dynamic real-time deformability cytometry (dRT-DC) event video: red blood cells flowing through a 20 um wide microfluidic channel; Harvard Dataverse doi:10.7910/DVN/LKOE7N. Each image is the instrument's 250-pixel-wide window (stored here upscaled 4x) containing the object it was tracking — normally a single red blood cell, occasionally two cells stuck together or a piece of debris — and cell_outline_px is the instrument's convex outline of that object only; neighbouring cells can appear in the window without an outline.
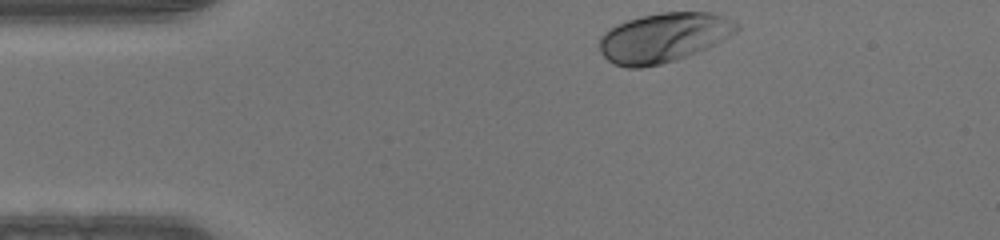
{"species": "human", "species_latin": "Homo sapiens", "temperature_condition": "warm", "stored_images_in_passage": 31, "camera_frame_rate_fps": 3000, "um_per_image_px": 0.085, "donor": {"sex": "male"}, "frame": {"image": 1, "passage_image": 1, "time_ms": 0.0, "image_size_px": [1000, 240], "cell_outline_px": [[740, 28], [736, 32], [708, 48], [676, 60], [660, 64], [640, 68], [628, 68], [616, 64], [608, 60], [600, 52], [600, 36], [604, 32], [616, 24], [640, 16], [660, 12], [712, 12], [724, 16], [740, 24]], "centroid_in_image_um": [56.42, 3.18], "position_along_channel_um": 28.6, "area_um2": 39.65}}
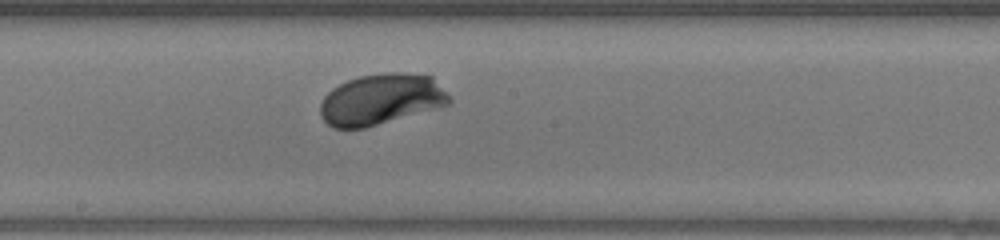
{"frame": {"image": 2, "passage_image": 18, "time_ms": 5.667, "image_size_px": [1000, 240], "cell_outline_px": [[452, 100], [448, 104], [364, 128], [332, 128], [320, 116], [320, 104], [324, 96], [332, 88], [348, 80], [360, 76], [384, 72], [404, 72], [432, 76]], "centroid_in_image_um": [32.35, 8.43], "position_along_channel_um": 215.9, "area_um2": 37.92}}
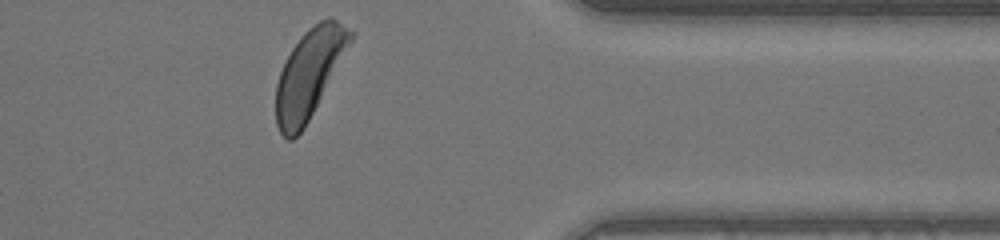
{"frame": {"image": 3, "passage_image": 31, "time_ms": 10.0, "image_size_px": [1000, 240], "cell_outline_px": [[356, 32], [352, 40], [304, 128], [292, 140], [288, 140], [280, 132], [276, 124], [276, 84], [280, 72], [292, 48], [304, 32], [308, 28], [320, 20], [328, 16], [332, 16]], "centroid_in_image_um": [26.29, 6.22], "position_along_channel_um": 385.1, "area_um2": 37.86}}